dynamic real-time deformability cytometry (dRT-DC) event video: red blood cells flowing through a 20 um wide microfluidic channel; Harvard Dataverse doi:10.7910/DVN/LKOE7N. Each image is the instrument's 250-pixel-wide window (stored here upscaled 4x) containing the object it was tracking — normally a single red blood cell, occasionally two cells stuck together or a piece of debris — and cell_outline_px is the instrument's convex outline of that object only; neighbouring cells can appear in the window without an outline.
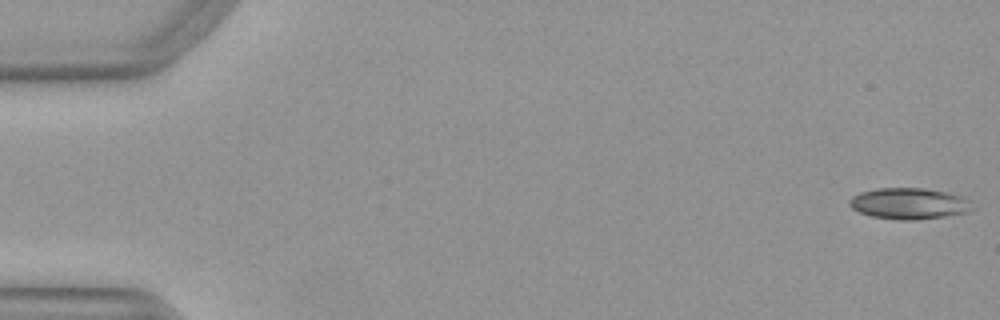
{"species": "Egyptian fruit bat (a non-hibernating species)", "species_latin": "Rousettus aegyptiacus", "temperature_condition": "warm", "stored_images_in_passage": 51, "camera_frame_rate_fps": 3000, "um_per_image_px": 0.085, "animal": {"sex": "female"}, "frame": {"image": 1, "passage_image": 1, "time_ms": 0.0, "image_size_px": [1000, 320], "cell_outline_px": [[976, 208], [968, 212], [944, 216], [912, 220], [900, 220], [872, 216], [860, 212], [852, 208], [848, 204], [848, 200], [852, 196], [860, 192], [876, 188], [924, 188], [964, 196]], "centroid_in_image_um": [77.27, 17.29], "position_along_channel_um": 7.7, "area_um2": 22.37}}
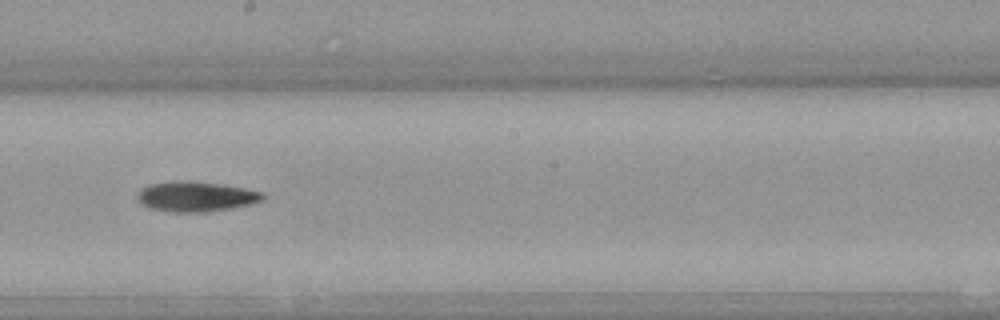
{"frame": {"image": 2, "passage_image": 29, "time_ms": 9.333, "image_size_px": [1000, 320], "cell_outline_px": [[264, 200], [232, 208], [208, 212], [168, 212], [148, 208], [140, 204], [136, 196], [148, 184], [180, 180], [192, 180], [220, 184], [244, 188], [260, 192], [264, 196]], "centroid_in_image_um": [16.61, 16.71], "position_along_channel_um": 231.6, "area_um2": 22.08}}
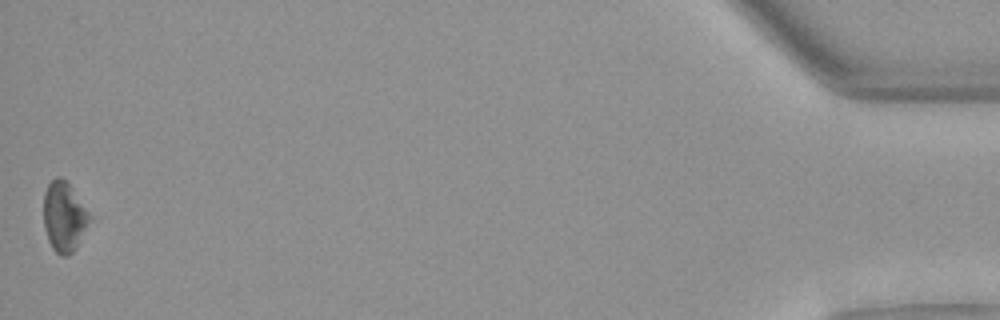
{"frame": {"image": 3, "passage_image": 51, "time_ms": 16.667, "image_size_px": [1000, 320], "cell_outline_px": [[92, 216], [76, 248], [68, 256], [60, 256], [52, 248], [48, 240], [44, 228], [44, 192], [48, 184], [56, 176], [60, 176], [68, 184]], "centroid_in_image_um": [5.43, 18.44], "position_along_channel_um": 429.8, "area_um2": 18.55}, "authors_computed_cell_mechanics": {"area_um2": 21.1548, "velocity_mm_per_s": 3.9926, "shape_relaxation_time_tau1_ms": 4.2061, "shape_relaxation_time_tau2_ms": null, "deformation_change_tau1": 0.1215, "deformation_change_tau2": null}}